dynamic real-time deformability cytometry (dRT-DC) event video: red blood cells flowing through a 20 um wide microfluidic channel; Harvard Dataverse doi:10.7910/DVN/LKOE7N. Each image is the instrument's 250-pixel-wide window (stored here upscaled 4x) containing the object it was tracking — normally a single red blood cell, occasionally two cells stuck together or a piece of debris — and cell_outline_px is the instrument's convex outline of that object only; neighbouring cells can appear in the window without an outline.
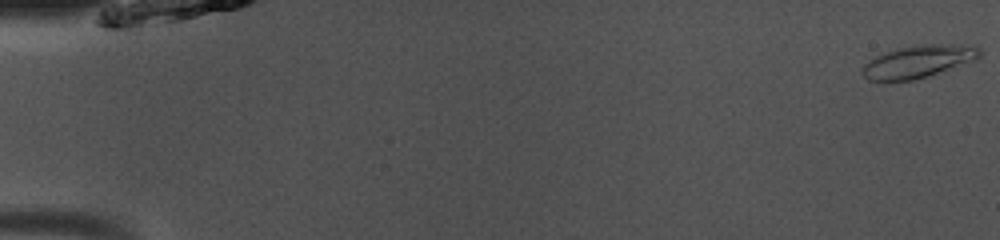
{"species": "common noctule bat (a hibernating species)", "species_latin": "Nyctalus noctula", "temperature_condition": "room temperature", "stored_images_in_passage": 50, "camera_frame_rate_fps": 3000, "um_per_image_px": 0.085, "animal": {"sex": "male", "body_mass_g": 13.0, "forearm_length_mm": 53.1}, "frame": {"image": 1, "passage_image": 1, "time_ms": 0.0, "image_size_px": [1000, 240], "cell_outline_px": [[984, 52], [976, 60], [928, 76], [912, 80], [868, 80], [860, 72], [860, 68], [864, 64], [876, 56], [896, 48], [924, 44], [976, 44]], "centroid_in_image_um": [78.12, 5.2], "position_along_channel_um": 6.9, "area_um2": 22.43}}
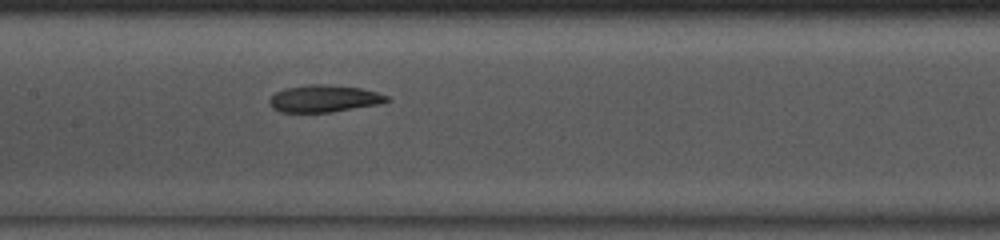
{"frame": {"image": 2, "passage_image": 25, "time_ms": 8.0, "image_size_px": [1000, 240], "cell_outline_px": [[392, 100], [384, 104], [328, 112], [280, 112], [272, 108], [268, 100], [276, 92], [288, 88], [308, 84], [320, 84], [360, 88], [376, 92], [388, 96]], "centroid_in_image_um": [27.59, 8.39], "position_along_channel_um": 179.8, "area_um2": 18.5}}
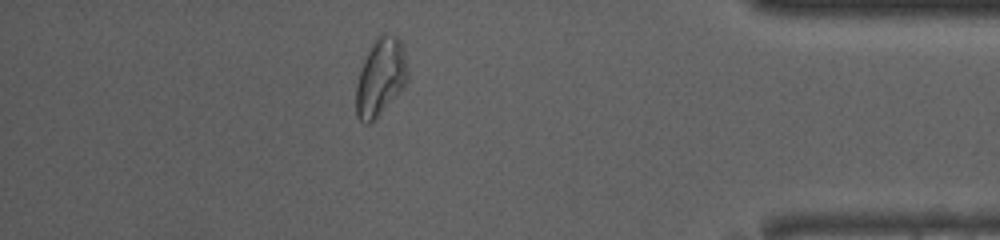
{"frame": {"image": 3, "passage_image": 44, "time_ms": 14.333, "image_size_px": [1000, 240], "cell_outline_px": [[408, 80], [404, 88], [372, 124], [364, 124], [356, 116], [356, 84], [360, 68], [376, 36], [396, 36], [400, 40], [404, 52], [408, 68]], "centroid_in_image_um": [32.34, 6.63], "position_along_channel_um": 402.9, "area_um2": 23.47}, "authors_computed_cell_mechanics": {"area_um2": 20.0277, "velocity_mm_per_s": 4.0504, "shape_relaxation_time_tau1_ms": 4.8325, "shape_relaxation_time_tau2_ms": 10.5678, "deformation_change_tau1": 0.1795, "deformation_change_tau2": 0.118}}